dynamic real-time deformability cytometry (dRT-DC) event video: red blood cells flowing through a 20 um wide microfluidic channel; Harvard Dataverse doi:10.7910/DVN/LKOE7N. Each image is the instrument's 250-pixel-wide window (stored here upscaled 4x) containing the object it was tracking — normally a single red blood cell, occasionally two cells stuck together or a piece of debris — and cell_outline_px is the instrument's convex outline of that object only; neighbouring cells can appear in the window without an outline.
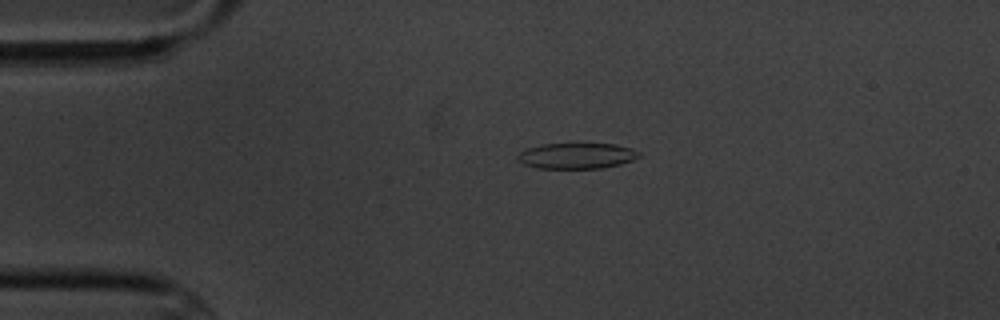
{"species": "common noctule bat (a hibernating species)", "species_latin": "Nyctalus noctula", "temperature_condition": "cold", "stored_images_in_passage": 2, "camera_frame_rate_fps": 3000, "um_per_image_px": 0.085, "animal": {"sex": "male", "body_mass_g": 20.1, "forearm_length_mm": 53.5}, "frame": {"image": 1, "passage_image": 1, "time_ms": 0.0, "image_size_px": [1000, 320], "cell_outline_px": [[640, 156], [632, 160], [620, 164], [600, 168], [536, 168], [524, 164], [516, 156], [520, 152], [528, 148], [540, 144], [616, 144], [632, 148], [640, 152]], "centroid_in_image_um": [49.03, 13.24], "position_along_channel_um": 36.0, "area_um2": 18.09}}